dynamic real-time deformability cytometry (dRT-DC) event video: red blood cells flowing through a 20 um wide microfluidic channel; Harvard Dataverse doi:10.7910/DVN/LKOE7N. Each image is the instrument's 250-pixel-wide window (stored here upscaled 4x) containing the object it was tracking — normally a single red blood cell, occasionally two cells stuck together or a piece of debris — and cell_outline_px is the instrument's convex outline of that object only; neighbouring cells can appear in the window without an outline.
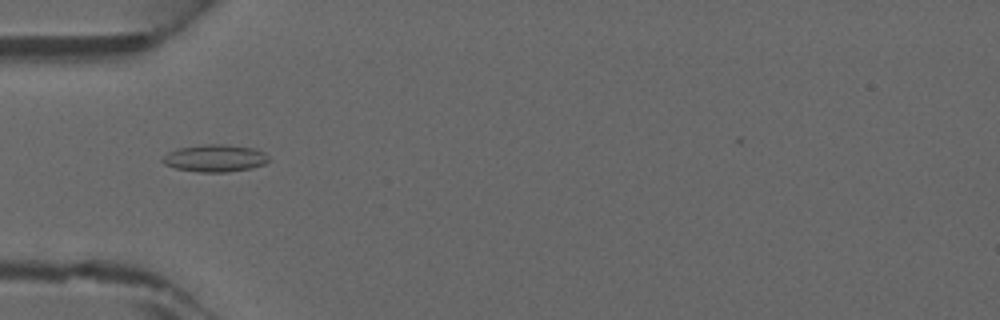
{"species": "common noctule bat (a hibernating species)", "species_latin": "Nyctalus noctula", "temperature_condition": "warm", "stored_images_in_passage": 40, "camera_frame_rate_fps": 3000, "um_per_image_px": 0.085, "animal": {"sex": "male", "forearm_length_mm": 52.5}, "frame": {"image": 1, "passage_image": 10, "time_ms": 3.0, "image_size_px": [1000, 320], "cell_outline_px": [[268, 160], [264, 164], [252, 168], [228, 172], [196, 172], [176, 168], [164, 164], [160, 160], [168, 152], [176, 148], [204, 144], [224, 144], [252, 148], [264, 152], [268, 156]], "centroid_in_image_um": [18.24, 13.45], "position_along_channel_um": 66.8, "area_um2": 16.94}}
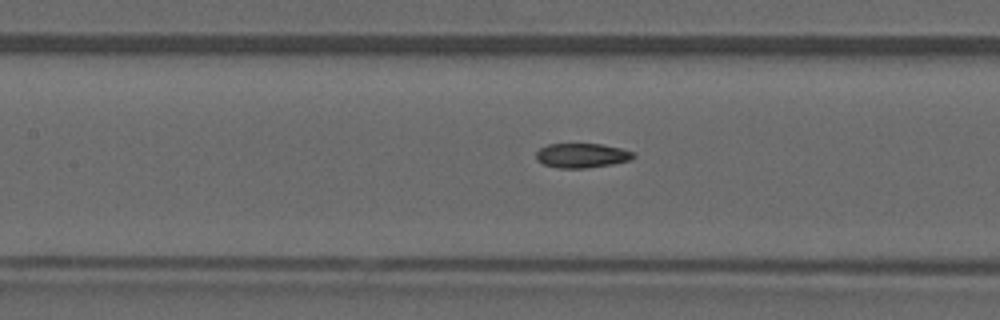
{"frame": {"image": 2, "passage_image": 16, "time_ms": 5.0, "image_size_px": [1000, 320], "cell_outline_px": [[636, 156], [632, 160], [612, 164], [588, 168], [556, 168], [544, 164], [536, 160], [536, 152], [540, 148], [548, 144], [600, 144], [620, 148], [632, 152]], "centroid_in_image_um": [49.45, 13.22], "position_along_channel_um": 158.0, "area_um2": 13.93}}
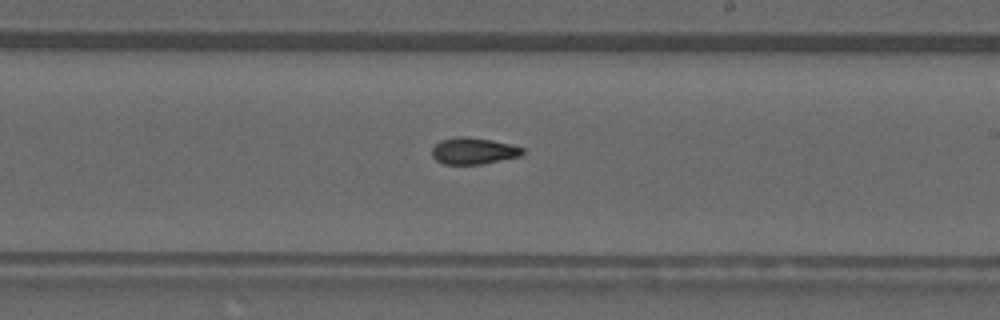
{"frame": {"image": 3, "passage_image": 22, "time_ms": 7.0, "image_size_px": [1000, 320], "cell_outline_px": [[524, 152], [520, 156], [480, 164], [444, 164], [436, 160], [432, 156], [432, 148], [440, 140], [456, 136], [464, 136], [492, 140], [524, 148]], "centroid_in_image_um": [40.21, 12.82], "position_along_channel_um": 248.8, "area_um2": 13.93}}